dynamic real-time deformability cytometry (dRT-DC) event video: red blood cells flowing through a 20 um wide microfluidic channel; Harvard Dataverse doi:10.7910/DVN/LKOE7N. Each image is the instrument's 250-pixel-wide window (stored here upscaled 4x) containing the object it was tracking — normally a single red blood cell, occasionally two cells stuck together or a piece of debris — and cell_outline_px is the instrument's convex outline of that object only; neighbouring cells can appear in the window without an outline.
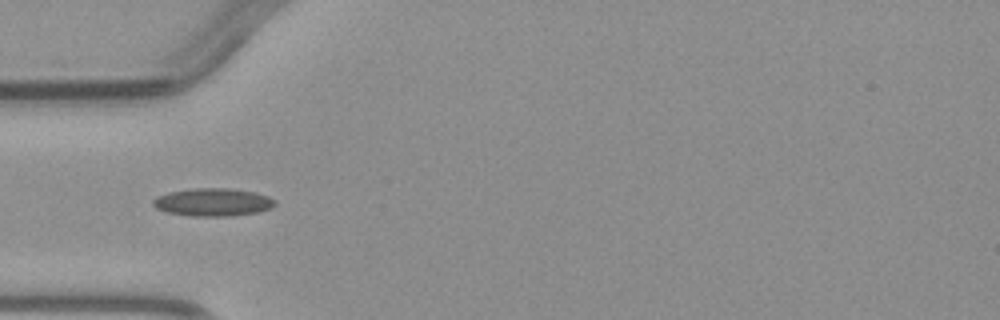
{"species": "common noctule bat (a hibernating species)", "species_latin": "Nyctalus noctula", "temperature_condition": "warm", "stored_images_in_passage": 4, "camera_frame_rate_fps": 3000, "um_per_image_px": 0.085, "animal": {"sex": "male", "body_mass_g": 23.1, "forearm_length_mm": 52.7}, "frame": {"image": 1, "passage_image": 3, "time_ms": 2.333, "image_size_px": [1000, 320], "cell_outline_px": [[276, 204], [260, 212], [228, 216], [196, 216], [168, 212], [156, 208], [152, 204], [152, 200], [156, 196], [168, 192], [196, 188], [228, 188], [256, 192], [268, 196], [276, 200]], "centroid_in_image_um": [18.1, 17.17], "position_along_channel_um": 66.9, "area_um2": 19.77}}
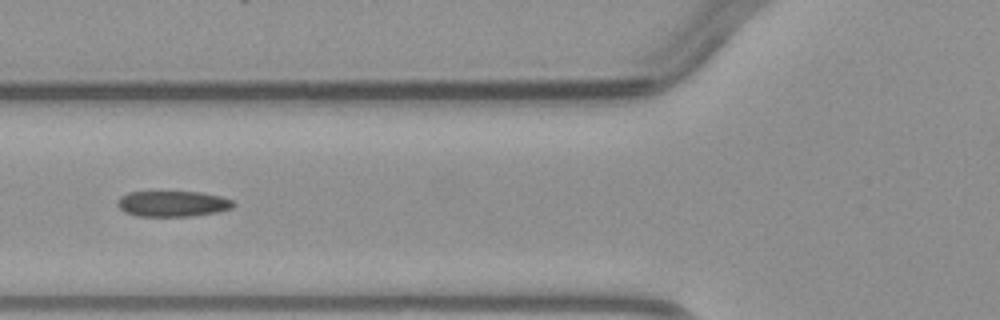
{"frame": {"image": 2, "passage_image": 4, "time_ms": 3.333, "image_size_px": [1000, 320], "cell_outline_px": [[236, 204], [232, 208], [216, 212], [192, 216], [136, 216], [124, 212], [116, 204], [116, 200], [120, 196], [128, 192], [200, 192], [220, 196], [232, 200]], "centroid_in_image_um": [14.64, 17.32], "position_along_channel_um": 111.2, "area_um2": 17.46}}